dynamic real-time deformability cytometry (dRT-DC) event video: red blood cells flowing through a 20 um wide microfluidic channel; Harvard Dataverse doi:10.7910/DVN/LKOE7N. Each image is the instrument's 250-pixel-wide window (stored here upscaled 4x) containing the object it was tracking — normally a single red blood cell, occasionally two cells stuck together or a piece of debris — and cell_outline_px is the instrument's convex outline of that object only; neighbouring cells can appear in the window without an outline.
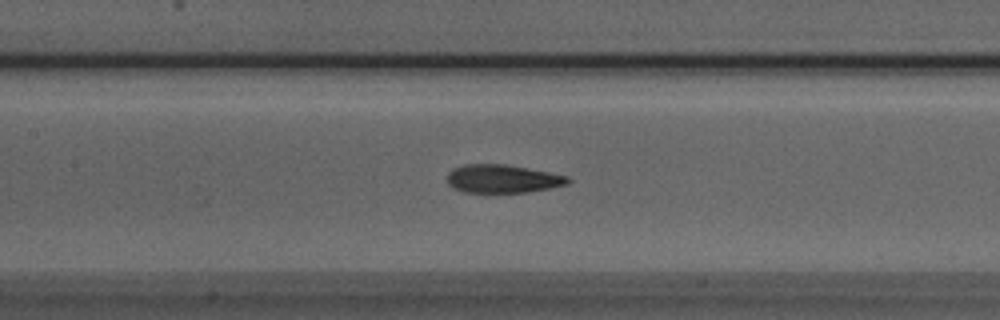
{"species": "Egyptian fruit bat (a non-hibernating species)", "species_latin": "Rousettus aegyptiacus", "temperature_condition": "room temperature", "stored_images_in_passage": 33, "camera_frame_rate_fps": 3000, "um_per_image_px": 0.085, "animal": {"sex": "male"}, "frame": {"image": 1, "passage_image": 19, "time_ms": 6.0, "image_size_px": [1000, 320], "cell_outline_px": [[572, 180], [568, 184], [528, 192], [464, 192], [452, 188], [448, 184], [448, 172], [452, 168], [464, 164], [504, 164], [548, 172], [568, 176]], "centroid_in_image_um": [42.69, 15.19], "position_along_channel_um": 164.7, "area_um2": 19.83}}
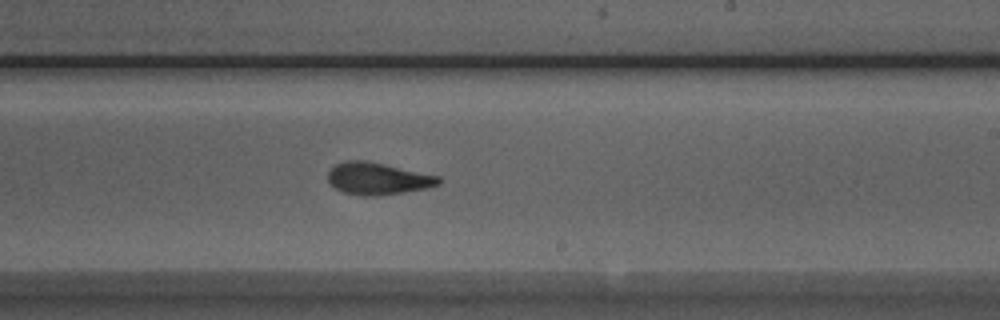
{"frame": {"image": 2, "passage_image": 26, "time_ms": 8.333, "image_size_px": [1000, 320], "cell_outline_px": [[440, 184], [428, 188], [376, 196], [360, 196], [344, 192], [336, 188], [328, 180], [328, 172], [336, 164], [344, 160], [368, 160], [440, 176]], "centroid_in_image_um": [32.12, 15.17], "position_along_channel_um": 256.9, "area_um2": 20.75}}
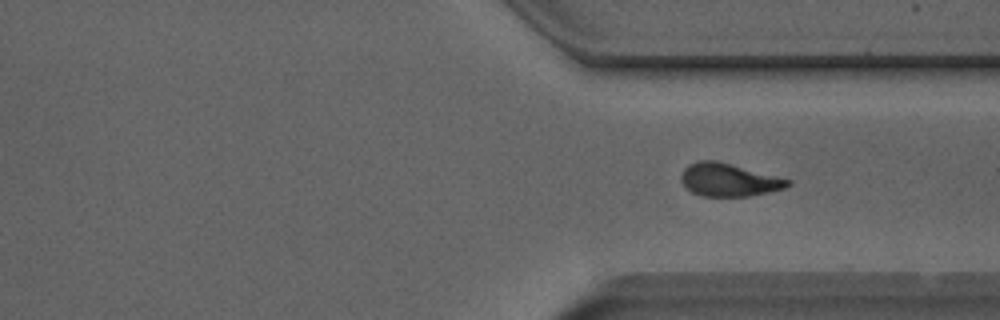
{"frame": {"image": 3, "passage_image": 33, "time_ms": 10.667, "image_size_px": [1000, 320], "cell_outline_px": [[792, 184], [784, 188], [768, 192], [748, 196], [700, 196], [684, 188], [680, 180], [680, 176], [684, 168], [688, 164], [700, 160], [716, 160], [792, 180]], "centroid_in_image_um": [61.9, 15.29], "position_along_channel_um": 349.5, "area_um2": 20.58}}